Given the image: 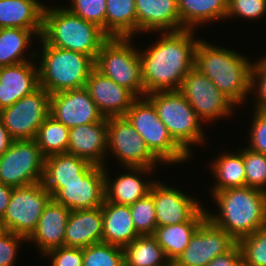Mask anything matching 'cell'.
<instances>
[{
  "instance_id": "28",
  "label": "cell",
  "mask_w": 266,
  "mask_h": 266,
  "mask_svg": "<svg viewBox=\"0 0 266 266\" xmlns=\"http://www.w3.org/2000/svg\"><path fill=\"white\" fill-rule=\"evenodd\" d=\"M41 32L42 30L14 27L0 28V67L35 60L36 51L32 50L29 55L27 50L29 48L28 51H31L30 46L33 38H40ZM25 53L31 58L26 57Z\"/></svg>"
},
{
  "instance_id": "6",
  "label": "cell",
  "mask_w": 266,
  "mask_h": 266,
  "mask_svg": "<svg viewBox=\"0 0 266 266\" xmlns=\"http://www.w3.org/2000/svg\"><path fill=\"white\" fill-rule=\"evenodd\" d=\"M172 139L191 157V145L206 141L203 124L180 91H156L146 94Z\"/></svg>"
},
{
  "instance_id": "24",
  "label": "cell",
  "mask_w": 266,
  "mask_h": 266,
  "mask_svg": "<svg viewBox=\"0 0 266 266\" xmlns=\"http://www.w3.org/2000/svg\"><path fill=\"white\" fill-rule=\"evenodd\" d=\"M96 165L69 153L45 157L43 184L52 198L62 189V182L83 179Z\"/></svg>"
},
{
  "instance_id": "25",
  "label": "cell",
  "mask_w": 266,
  "mask_h": 266,
  "mask_svg": "<svg viewBox=\"0 0 266 266\" xmlns=\"http://www.w3.org/2000/svg\"><path fill=\"white\" fill-rule=\"evenodd\" d=\"M102 208L70 211L65 232V246L85 248L101 243L103 235Z\"/></svg>"
},
{
  "instance_id": "34",
  "label": "cell",
  "mask_w": 266,
  "mask_h": 266,
  "mask_svg": "<svg viewBox=\"0 0 266 266\" xmlns=\"http://www.w3.org/2000/svg\"><path fill=\"white\" fill-rule=\"evenodd\" d=\"M69 130L68 127L49 115L39 127L34 140L45 157L67 153Z\"/></svg>"
},
{
  "instance_id": "38",
  "label": "cell",
  "mask_w": 266,
  "mask_h": 266,
  "mask_svg": "<svg viewBox=\"0 0 266 266\" xmlns=\"http://www.w3.org/2000/svg\"><path fill=\"white\" fill-rule=\"evenodd\" d=\"M245 186L266 192V154L244 147Z\"/></svg>"
},
{
  "instance_id": "4",
  "label": "cell",
  "mask_w": 266,
  "mask_h": 266,
  "mask_svg": "<svg viewBox=\"0 0 266 266\" xmlns=\"http://www.w3.org/2000/svg\"><path fill=\"white\" fill-rule=\"evenodd\" d=\"M40 38L50 46L79 52L95 61L109 36L98 25L60 4L54 7L45 5Z\"/></svg>"
},
{
  "instance_id": "26",
  "label": "cell",
  "mask_w": 266,
  "mask_h": 266,
  "mask_svg": "<svg viewBox=\"0 0 266 266\" xmlns=\"http://www.w3.org/2000/svg\"><path fill=\"white\" fill-rule=\"evenodd\" d=\"M102 208V242L124 248L140 236L134 226L129 205L104 200Z\"/></svg>"
},
{
  "instance_id": "20",
  "label": "cell",
  "mask_w": 266,
  "mask_h": 266,
  "mask_svg": "<svg viewBox=\"0 0 266 266\" xmlns=\"http://www.w3.org/2000/svg\"><path fill=\"white\" fill-rule=\"evenodd\" d=\"M67 153L86 159L96 166L105 167L108 157L107 118L70 128Z\"/></svg>"
},
{
  "instance_id": "30",
  "label": "cell",
  "mask_w": 266,
  "mask_h": 266,
  "mask_svg": "<svg viewBox=\"0 0 266 266\" xmlns=\"http://www.w3.org/2000/svg\"><path fill=\"white\" fill-rule=\"evenodd\" d=\"M228 152H222L209 165L213 178L215 177V182L212 183L214 186L209 189H212L211 196L228 188L245 186L244 148H239L236 153Z\"/></svg>"
},
{
  "instance_id": "45",
  "label": "cell",
  "mask_w": 266,
  "mask_h": 266,
  "mask_svg": "<svg viewBox=\"0 0 266 266\" xmlns=\"http://www.w3.org/2000/svg\"><path fill=\"white\" fill-rule=\"evenodd\" d=\"M242 261V251L237 243L231 250L225 254L216 256L207 266H238Z\"/></svg>"
},
{
  "instance_id": "37",
  "label": "cell",
  "mask_w": 266,
  "mask_h": 266,
  "mask_svg": "<svg viewBox=\"0 0 266 266\" xmlns=\"http://www.w3.org/2000/svg\"><path fill=\"white\" fill-rule=\"evenodd\" d=\"M242 260L250 266H266V226L238 241Z\"/></svg>"
},
{
  "instance_id": "22",
  "label": "cell",
  "mask_w": 266,
  "mask_h": 266,
  "mask_svg": "<svg viewBox=\"0 0 266 266\" xmlns=\"http://www.w3.org/2000/svg\"><path fill=\"white\" fill-rule=\"evenodd\" d=\"M70 210L53 198L46 205L37 227L27 239L37 247L41 256L48 251L65 246V232Z\"/></svg>"
},
{
  "instance_id": "35",
  "label": "cell",
  "mask_w": 266,
  "mask_h": 266,
  "mask_svg": "<svg viewBox=\"0 0 266 266\" xmlns=\"http://www.w3.org/2000/svg\"><path fill=\"white\" fill-rule=\"evenodd\" d=\"M83 266H125L122 247L97 243L83 248Z\"/></svg>"
},
{
  "instance_id": "43",
  "label": "cell",
  "mask_w": 266,
  "mask_h": 266,
  "mask_svg": "<svg viewBox=\"0 0 266 266\" xmlns=\"http://www.w3.org/2000/svg\"><path fill=\"white\" fill-rule=\"evenodd\" d=\"M28 243L23 236L0 230V266H15L16 256L22 243Z\"/></svg>"
},
{
  "instance_id": "40",
  "label": "cell",
  "mask_w": 266,
  "mask_h": 266,
  "mask_svg": "<svg viewBox=\"0 0 266 266\" xmlns=\"http://www.w3.org/2000/svg\"><path fill=\"white\" fill-rule=\"evenodd\" d=\"M266 15V0H228L226 19L242 17L249 20H262Z\"/></svg>"
},
{
  "instance_id": "46",
  "label": "cell",
  "mask_w": 266,
  "mask_h": 266,
  "mask_svg": "<svg viewBox=\"0 0 266 266\" xmlns=\"http://www.w3.org/2000/svg\"><path fill=\"white\" fill-rule=\"evenodd\" d=\"M12 190V186L0 182V219L5 214L6 208L10 202Z\"/></svg>"
},
{
  "instance_id": "14",
  "label": "cell",
  "mask_w": 266,
  "mask_h": 266,
  "mask_svg": "<svg viewBox=\"0 0 266 266\" xmlns=\"http://www.w3.org/2000/svg\"><path fill=\"white\" fill-rule=\"evenodd\" d=\"M149 193L155 205L157 227L204 221L207 218V209L203 207L200 199L188 196V193L180 191L179 188L170 187L156 179Z\"/></svg>"
},
{
  "instance_id": "42",
  "label": "cell",
  "mask_w": 266,
  "mask_h": 266,
  "mask_svg": "<svg viewBox=\"0 0 266 266\" xmlns=\"http://www.w3.org/2000/svg\"><path fill=\"white\" fill-rule=\"evenodd\" d=\"M249 126L248 147L252 151L266 154V110L254 109Z\"/></svg>"
},
{
  "instance_id": "18",
  "label": "cell",
  "mask_w": 266,
  "mask_h": 266,
  "mask_svg": "<svg viewBox=\"0 0 266 266\" xmlns=\"http://www.w3.org/2000/svg\"><path fill=\"white\" fill-rule=\"evenodd\" d=\"M99 112L106 118L125 116L137 97L103 75L95 67L89 74L86 86Z\"/></svg>"
},
{
  "instance_id": "13",
  "label": "cell",
  "mask_w": 266,
  "mask_h": 266,
  "mask_svg": "<svg viewBox=\"0 0 266 266\" xmlns=\"http://www.w3.org/2000/svg\"><path fill=\"white\" fill-rule=\"evenodd\" d=\"M50 94L42 87L12 106L0 110V118L14 140H34L39 127L50 115Z\"/></svg>"
},
{
  "instance_id": "39",
  "label": "cell",
  "mask_w": 266,
  "mask_h": 266,
  "mask_svg": "<svg viewBox=\"0 0 266 266\" xmlns=\"http://www.w3.org/2000/svg\"><path fill=\"white\" fill-rule=\"evenodd\" d=\"M65 6L72 13L98 25L105 32L106 0H70Z\"/></svg>"
},
{
  "instance_id": "3",
  "label": "cell",
  "mask_w": 266,
  "mask_h": 266,
  "mask_svg": "<svg viewBox=\"0 0 266 266\" xmlns=\"http://www.w3.org/2000/svg\"><path fill=\"white\" fill-rule=\"evenodd\" d=\"M211 197L218 210L210 213L207 209V218L237 242L266 226V192L244 186L215 192Z\"/></svg>"
},
{
  "instance_id": "16",
  "label": "cell",
  "mask_w": 266,
  "mask_h": 266,
  "mask_svg": "<svg viewBox=\"0 0 266 266\" xmlns=\"http://www.w3.org/2000/svg\"><path fill=\"white\" fill-rule=\"evenodd\" d=\"M49 113L69 129L99 122L104 117L86 87L51 94Z\"/></svg>"
},
{
  "instance_id": "36",
  "label": "cell",
  "mask_w": 266,
  "mask_h": 266,
  "mask_svg": "<svg viewBox=\"0 0 266 266\" xmlns=\"http://www.w3.org/2000/svg\"><path fill=\"white\" fill-rule=\"evenodd\" d=\"M130 210L137 233L140 236L153 235L157 228V221L152 195L148 193L137 200L130 205Z\"/></svg>"
},
{
  "instance_id": "48",
  "label": "cell",
  "mask_w": 266,
  "mask_h": 266,
  "mask_svg": "<svg viewBox=\"0 0 266 266\" xmlns=\"http://www.w3.org/2000/svg\"><path fill=\"white\" fill-rule=\"evenodd\" d=\"M238 266H250L248 264H246L243 260L238 264Z\"/></svg>"
},
{
  "instance_id": "8",
  "label": "cell",
  "mask_w": 266,
  "mask_h": 266,
  "mask_svg": "<svg viewBox=\"0 0 266 266\" xmlns=\"http://www.w3.org/2000/svg\"><path fill=\"white\" fill-rule=\"evenodd\" d=\"M125 117L163 164L188 162L190 156L172 139L155 106L146 96L138 97Z\"/></svg>"
},
{
  "instance_id": "21",
  "label": "cell",
  "mask_w": 266,
  "mask_h": 266,
  "mask_svg": "<svg viewBox=\"0 0 266 266\" xmlns=\"http://www.w3.org/2000/svg\"><path fill=\"white\" fill-rule=\"evenodd\" d=\"M32 62L0 67V110L40 87L37 62Z\"/></svg>"
},
{
  "instance_id": "7",
  "label": "cell",
  "mask_w": 266,
  "mask_h": 266,
  "mask_svg": "<svg viewBox=\"0 0 266 266\" xmlns=\"http://www.w3.org/2000/svg\"><path fill=\"white\" fill-rule=\"evenodd\" d=\"M133 39L109 37L99 50L94 67L138 98L146 96V93L142 81L141 58Z\"/></svg>"
},
{
  "instance_id": "5",
  "label": "cell",
  "mask_w": 266,
  "mask_h": 266,
  "mask_svg": "<svg viewBox=\"0 0 266 266\" xmlns=\"http://www.w3.org/2000/svg\"><path fill=\"white\" fill-rule=\"evenodd\" d=\"M38 40L42 45L41 51L36 50L40 87L51 95L86 86L95 63L90 56L50 46L41 38Z\"/></svg>"
},
{
  "instance_id": "19",
  "label": "cell",
  "mask_w": 266,
  "mask_h": 266,
  "mask_svg": "<svg viewBox=\"0 0 266 266\" xmlns=\"http://www.w3.org/2000/svg\"><path fill=\"white\" fill-rule=\"evenodd\" d=\"M108 165L104 167L105 200L121 205H132L146 196L156 180L149 181L156 168L123 167L126 173H121L115 179L109 178ZM148 175V176H147ZM144 176V177H143ZM143 177V178H142ZM149 181H147L146 179Z\"/></svg>"
},
{
  "instance_id": "41",
  "label": "cell",
  "mask_w": 266,
  "mask_h": 266,
  "mask_svg": "<svg viewBox=\"0 0 266 266\" xmlns=\"http://www.w3.org/2000/svg\"><path fill=\"white\" fill-rule=\"evenodd\" d=\"M250 92L255 93L253 108L266 110V55L252 63Z\"/></svg>"
},
{
  "instance_id": "27",
  "label": "cell",
  "mask_w": 266,
  "mask_h": 266,
  "mask_svg": "<svg viewBox=\"0 0 266 266\" xmlns=\"http://www.w3.org/2000/svg\"><path fill=\"white\" fill-rule=\"evenodd\" d=\"M44 8L40 0H0V28L42 30Z\"/></svg>"
},
{
  "instance_id": "17",
  "label": "cell",
  "mask_w": 266,
  "mask_h": 266,
  "mask_svg": "<svg viewBox=\"0 0 266 266\" xmlns=\"http://www.w3.org/2000/svg\"><path fill=\"white\" fill-rule=\"evenodd\" d=\"M104 167L95 166L83 179L62 182L53 199L70 211L101 207L105 200Z\"/></svg>"
},
{
  "instance_id": "11",
  "label": "cell",
  "mask_w": 266,
  "mask_h": 266,
  "mask_svg": "<svg viewBox=\"0 0 266 266\" xmlns=\"http://www.w3.org/2000/svg\"><path fill=\"white\" fill-rule=\"evenodd\" d=\"M107 153L123 167L156 168L162 163L125 116L107 118Z\"/></svg>"
},
{
  "instance_id": "12",
  "label": "cell",
  "mask_w": 266,
  "mask_h": 266,
  "mask_svg": "<svg viewBox=\"0 0 266 266\" xmlns=\"http://www.w3.org/2000/svg\"><path fill=\"white\" fill-rule=\"evenodd\" d=\"M179 91L204 125L216 122V119L232 117L237 108L207 76L194 67L183 79Z\"/></svg>"
},
{
  "instance_id": "47",
  "label": "cell",
  "mask_w": 266,
  "mask_h": 266,
  "mask_svg": "<svg viewBox=\"0 0 266 266\" xmlns=\"http://www.w3.org/2000/svg\"><path fill=\"white\" fill-rule=\"evenodd\" d=\"M14 139L8 133V130L0 118V156L11 146Z\"/></svg>"
},
{
  "instance_id": "32",
  "label": "cell",
  "mask_w": 266,
  "mask_h": 266,
  "mask_svg": "<svg viewBox=\"0 0 266 266\" xmlns=\"http://www.w3.org/2000/svg\"><path fill=\"white\" fill-rule=\"evenodd\" d=\"M203 221H188L176 225L157 227L153 236L164 251L170 263L187 248L191 237L197 231Z\"/></svg>"
},
{
  "instance_id": "23",
  "label": "cell",
  "mask_w": 266,
  "mask_h": 266,
  "mask_svg": "<svg viewBox=\"0 0 266 266\" xmlns=\"http://www.w3.org/2000/svg\"><path fill=\"white\" fill-rule=\"evenodd\" d=\"M137 33L180 31L177 0H135Z\"/></svg>"
},
{
  "instance_id": "44",
  "label": "cell",
  "mask_w": 266,
  "mask_h": 266,
  "mask_svg": "<svg viewBox=\"0 0 266 266\" xmlns=\"http://www.w3.org/2000/svg\"><path fill=\"white\" fill-rule=\"evenodd\" d=\"M43 256L51 259V266H83V248L62 246Z\"/></svg>"
},
{
  "instance_id": "31",
  "label": "cell",
  "mask_w": 266,
  "mask_h": 266,
  "mask_svg": "<svg viewBox=\"0 0 266 266\" xmlns=\"http://www.w3.org/2000/svg\"><path fill=\"white\" fill-rule=\"evenodd\" d=\"M105 33L109 37L137 35L135 0H106Z\"/></svg>"
},
{
  "instance_id": "33",
  "label": "cell",
  "mask_w": 266,
  "mask_h": 266,
  "mask_svg": "<svg viewBox=\"0 0 266 266\" xmlns=\"http://www.w3.org/2000/svg\"><path fill=\"white\" fill-rule=\"evenodd\" d=\"M123 250L125 266H169L171 264L153 235L138 236Z\"/></svg>"
},
{
  "instance_id": "29",
  "label": "cell",
  "mask_w": 266,
  "mask_h": 266,
  "mask_svg": "<svg viewBox=\"0 0 266 266\" xmlns=\"http://www.w3.org/2000/svg\"><path fill=\"white\" fill-rule=\"evenodd\" d=\"M177 8L180 30H196L208 22L226 20L228 0H177Z\"/></svg>"
},
{
  "instance_id": "15",
  "label": "cell",
  "mask_w": 266,
  "mask_h": 266,
  "mask_svg": "<svg viewBox=\"0 0 266 266\" xmlns=\"http://www.w3.org/2000/svg\"><path fill=\"white\" fill-rule=\"evenodd\" d=\"M238 242L222 228L206 218L184 252L173 263L175 266H207L216 256L225 254Z\"/></svg>"
},
{
  "instance_id": "9",
  "label": "cell",
  "mask_w": 266,
  "mask_h": 266,
  "mask_svg": "<svg viewBox=\"0 0 266 266\" xmlns=\"http://www.w3.org/2000/svg\"><path fill=\"white\" fill-rule=\"evenodd\" d=\"M52 195L43 182L23 187H13L10 202L0 219V229L28 239L35 231L38 221Z\"/></svg>"
},
{
  "instance_id": "1",
  "label": "cell",
  "mask_w": 266,
  "mask_h": 266,
  "mask_svg": "<svg viewBox=\"0 0 266 266\" xmlns=\"http://www.w3.org/2000/svg\"><path fill=\"white\" fill-rule=\"evenodd\" d=\"M195 33L192 29L162 32L149 48L138 49L146 94L179 91L183 79L194 67L195 49L200 40Z\"/></svg>"
},
{
  "instance_id": "2",
  "label": "cell",
  "mask_w": 266,
  "mask_h": 266,
  "mask_svg": "<svg viewBox=\"0 0 266 266\" xmlns=\"http://www.w3.org/2000/svg\"><path fill=\"white\" fill-rule=\"evenodd\" d=\"M245 56L247 55L240 54L237 50L210 44L202 38L197 43L194 54V68L207 76L238 108L251 95L253 62Z\"/></svg>"
},
{
  "instance_id": "10",
  "label": "cell",
  "mask_w": 266,
  "mask_h": 266,
  "mask_svg": "<svg viewBox=\"0 0 266 266\" xmlns=\"http://www.w3.org/2000/svg\"><path fill=\"white\" fill-rule=\"evenodd\" d=\"M45 156L35 140H14L0 156V182L23 187L43 182Z\"/></svg>"
}]
</instances>
